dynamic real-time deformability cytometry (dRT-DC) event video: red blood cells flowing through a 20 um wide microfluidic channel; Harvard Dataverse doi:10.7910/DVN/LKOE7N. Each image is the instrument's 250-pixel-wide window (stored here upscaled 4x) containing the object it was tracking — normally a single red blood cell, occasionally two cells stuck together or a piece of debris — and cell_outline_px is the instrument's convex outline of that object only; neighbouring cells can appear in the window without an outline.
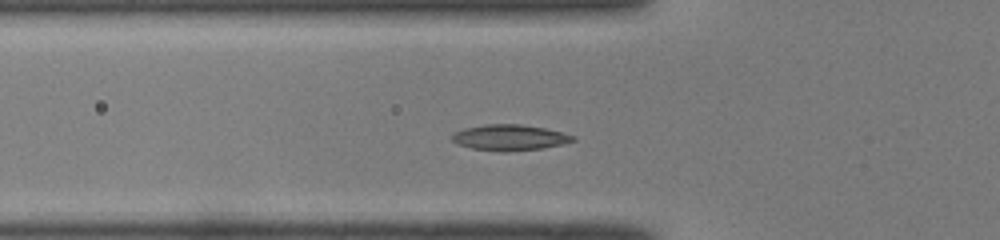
{"species": "common noctule bat (a hibernating species)", "species_latin": "Nyctalus noctula", "temperature_condition": "room temperature", "stored_images_in_passage": 41, "camera_frame_rate_fps": 3000, "um_per_image_px": 0.085, "animal": {"sex": "male", "body_mass_g": 19.0, "forearm_length_mm": 50.8}, "frame": {"image": 1, "passage_image": 7, "time_ms": 2.0, "image_size_px": [1000, 240], "cell_outline_px": [[576, 140], [544, 148], [508, 152], [504, 152], [472, 148], [456, 144], [452, 140], [452, 132], [464, 128], [484, 124], [520, 124], [544, 128], [576, 136]], "centroid_in_image_um": [43.28, 11.69], "position_along_channel_um": 82.5, "area_um2": 18.26}}
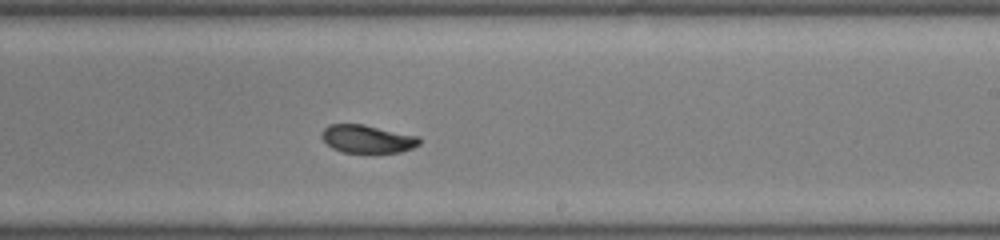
{"frame": {"image": 2, "passage_image": 20, "time_ms": 6.333, "image_size_px": [1000, 240], "cell_outline_px": [[420, 144], [412, 148], [400, 152], [340, 152], [332, 148], [320, 136], [320, 132], [328, 124], [364, 124], [420, 136]], "centroid_in_image_um": [31.21, 11.79], "position_along_channel_um": 257.8, "area_um2": 16.07}}
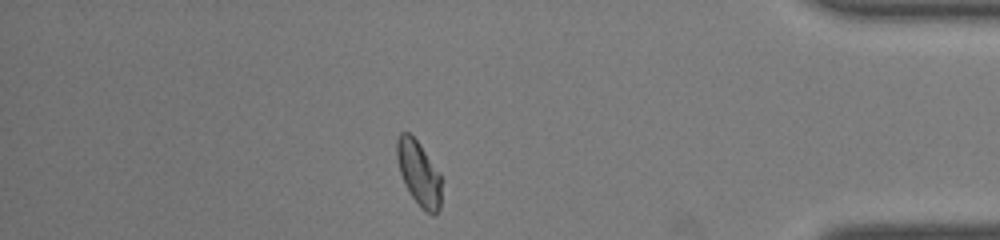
{"frame": {"image": 3, "passage_image": 33, "time_ms": 10.667, "image_size_px": [1000, 240], "cell_outline_px": [[440, 208], [432, 216], [424, 212], [420, 208], [412, 196], [400, 172], [396, 156], [396, 140], [400, 132], [408, 132], [416, 140], [440, 172]], "centroid_in_image_um": [35.59, 14.73], "position_along_channel_um": 399.6, "area_um2": 16.59}, "authors_computed_cell_mechanics": {"area_um2": 16.8198, "velocity_mm_per_s": 4.0502, "shape_relaxation_time_tau1_ms": 6.7339, "shape_relaxation_time_tau2_ms": 1.6097, "deformation_change_tau1": 0.154, "deformation_change_tau2": 0.0466}}